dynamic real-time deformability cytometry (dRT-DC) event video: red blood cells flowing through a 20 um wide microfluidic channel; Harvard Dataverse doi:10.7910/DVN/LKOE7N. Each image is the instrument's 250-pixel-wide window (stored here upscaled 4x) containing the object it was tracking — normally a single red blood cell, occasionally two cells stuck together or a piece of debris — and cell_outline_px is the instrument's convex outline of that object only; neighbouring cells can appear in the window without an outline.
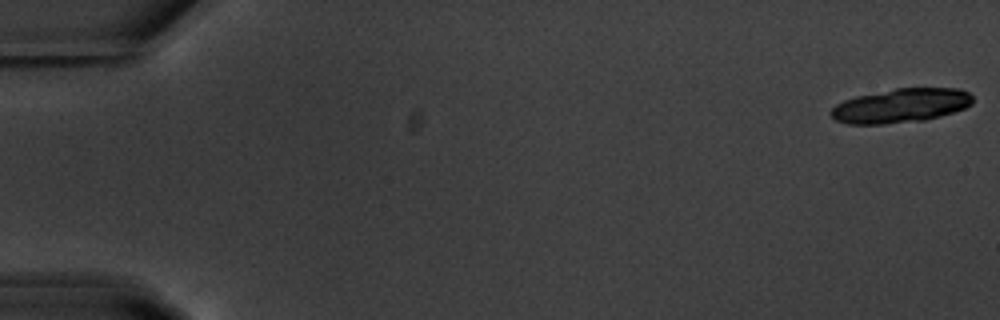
{"species": "common noctule bat (a hibernating species)", "species_latin": "Nyctalus noctula", "temperature_condition": "warm", "stored_images_in_passage": 15, "camera_frame_rate_fps": 3000, "um_per_image_px": 0.085, "animal": {"sex": "male", "body_mass_g": 20.1, "forearm_length_mm": 53.5}, "frame": {"image": 1, "passage_image": 1, "time_ms": 0.0, "image_size_px": [1000, 320], "cell_outline_px": [[972, 104], [964, 108], [940, 116], [924, 120], [884, 124], [848, 124], [836, 120], [828, 112], [836, 104], [844, 100], [856, 96], [896, 88], [960, 88], [968, 92], [972, 96]], "centroid_in_image_um": [76.56, 8.97], "position_along_channel_um": 8.4, "area_um2": 28.15}}